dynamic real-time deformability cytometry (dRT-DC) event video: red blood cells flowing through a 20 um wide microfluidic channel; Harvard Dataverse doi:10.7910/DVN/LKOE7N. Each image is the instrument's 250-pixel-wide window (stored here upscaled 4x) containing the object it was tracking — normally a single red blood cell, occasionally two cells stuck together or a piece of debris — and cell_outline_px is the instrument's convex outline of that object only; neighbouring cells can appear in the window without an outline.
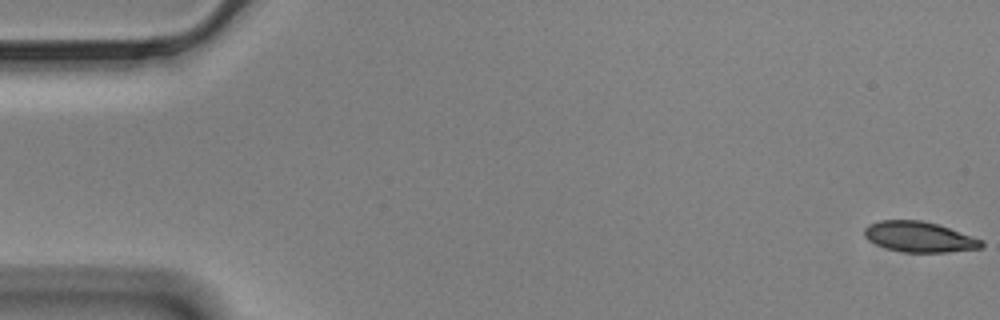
{"species": "Egyptian fruit bat (a non-hibernating species)", "species_latin": "Rousettus aegyptiacus", "temperature_condition": "cold", "stored_images_in_passage": 58, "camera_frame_rate_fps": 3000, "um_per_image_px": 0.085, "animal": {"sex": "male"}, "frame": {"image": 1, "passage_image": 1, "time_ms": 0.0, "image_size_px": [1000, 320], "cell_outline_px": [[984, 244], [980, 248], [944, 252], [904, 252], [884, 248], [868, 240], [864, 236], [864, 228], [868, 224], [880, 220], [924, 220], [984, 240]], "centroid_in_image_um": [78.1, 20.13], "position_along_channel_um": 6.9, "area_um2": 20.75}}
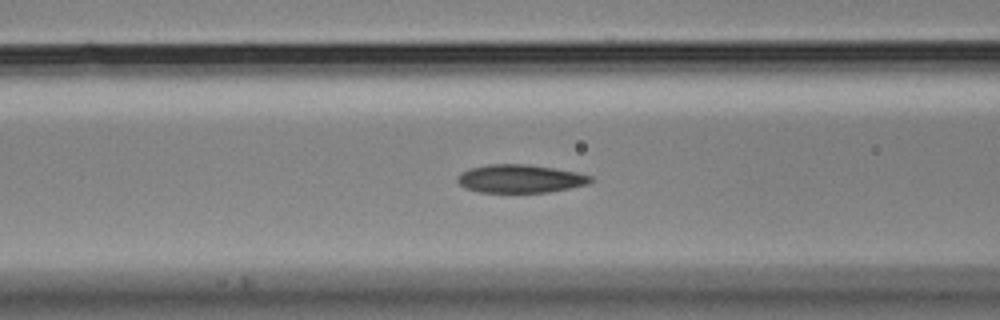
{"frame": {"image": 2, "passage_image": 23, "time_ms": 7.333, "image_size_px": [1000, 320], "cell_outline_px": [[596, 180], [588, 184], [548, 192], [480, 192], [464, 188], [456, 180], [456, 176], [460, 172], [468, 168], [488, 164], [528, 164], [576, 172], [592, 176]], "centroid_in_image_um": [44.18, 15.18], "position_along_channel_um": 122.4, "area_um2": 22.02}}
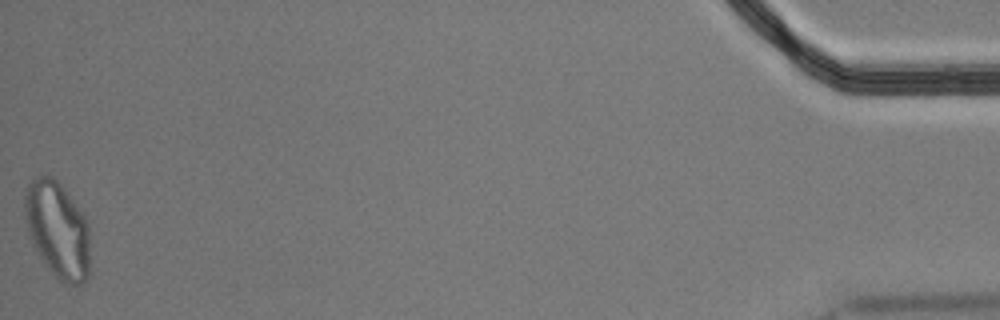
{"frame": {"image": 3, "passage_image": 58, "time_ms": 19.0, "image_size_px": [1000, 320], "cell_outline_px": [[88, 276], [80, 284], [72, 284], [56, 280], [44, 264], [32, 244], [28, 232], [24, 216], [24, 196], [28, 184], [32, 176], [52, 176], [64, 188], [84, 216], [88, 224]], "centroid_in_image_um": [4.84, 19.52], "position_along_channel_um": 430.4, "area_um2": 36.7}, "authors_computed_cell_mechanics": {"area_um2": 22.0796, "velocity_mm_per_s": 3.4675, "shape_relaxation_time_tau1_ms": 8.4766, "shape_relaxation_time_tau2_ms": 3.143, "deformation_change_tau1": 0.1961, "deformation_change_tau2": 0.0899}}